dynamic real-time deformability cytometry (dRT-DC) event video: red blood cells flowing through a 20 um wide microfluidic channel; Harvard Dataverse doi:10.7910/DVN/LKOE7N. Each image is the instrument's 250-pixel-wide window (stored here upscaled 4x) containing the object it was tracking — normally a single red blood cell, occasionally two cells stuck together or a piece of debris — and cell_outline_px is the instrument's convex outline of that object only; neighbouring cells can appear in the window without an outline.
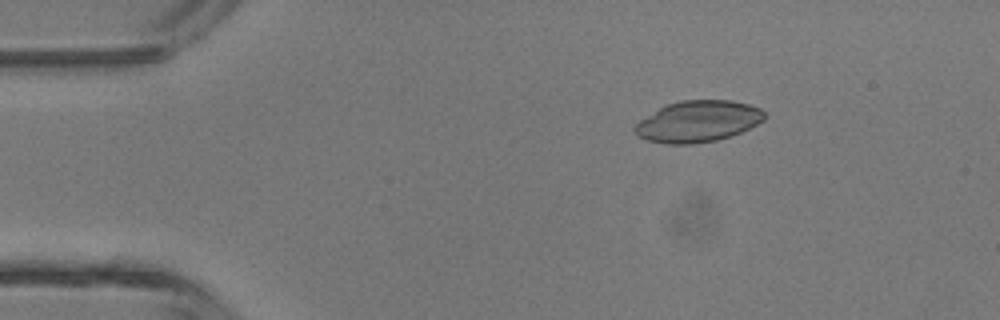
{"species": "common noctule bat (a hibernating species)", "species_latin": "Nyctalus noctula", "temperature_condition": "room temperature", "stored_images_in_passage": 3, "camera_frame_rate_fps": 3000, "um_per_image_px": 0.085, "animal": {"sex": "male", "body_mass_g": 13.3}, "frame": {"image": 1, "passage_image": 2, "time_ms": 1.0, "image_size_px": [1000, 320], "cell_outline_px": [[764, 120], [740, 132], [716, 140], [692, 144], [668, 144], [648, 140], [640, 136], [632, 128], [640, 120], [660, 108], [668, 104], [680, 100], [732, 100], [748, 104], [760, 108], [764, 112]], "centroid_in_image_um": [59.33, 10.31], "position_along_channel_um": 25.7, "area_um2": 30.81}}